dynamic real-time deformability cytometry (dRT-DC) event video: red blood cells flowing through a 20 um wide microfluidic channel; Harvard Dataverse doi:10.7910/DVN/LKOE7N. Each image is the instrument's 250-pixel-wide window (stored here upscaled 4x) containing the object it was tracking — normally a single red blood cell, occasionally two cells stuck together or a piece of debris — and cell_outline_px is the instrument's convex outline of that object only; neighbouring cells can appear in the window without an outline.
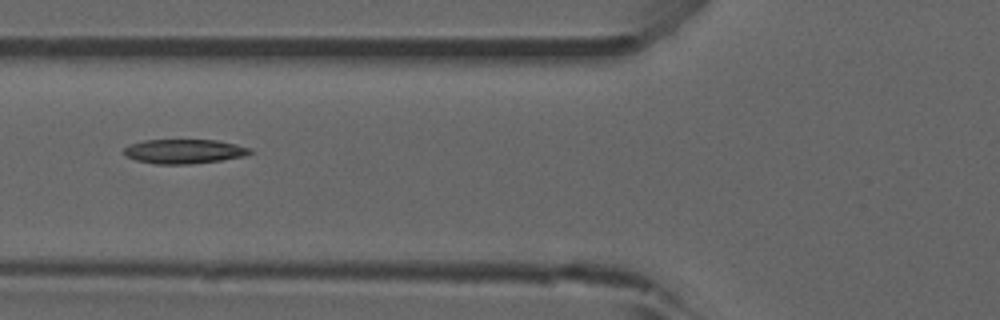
{"species": "common noctule bat (a hibernating species)", "species_latin": "Nyctalus noctula", "temperature_condition": "room temperature", "stored_images_in_passage": 39, "camera_frame_rate_fps": 3000, "um_per_image_px": 0.085, "animal": {"sex": "male", "forearm_length_mm": 52.5}, "frame": {"image": 1, "passage_image": 6, "time_ms": 1.667, "image_size_px": [1000, 320], "cell_outline_px": [[252, 152], [244, 156], [220, 160], [192, 164], [156, 164], [136, 160], [124, 156], [124, 148], [128, 144], [144, 140], [216, 140], [236, 144], [252, 148]], "centroid_in_image_um": [15.62, 12.86], "position_along_channel_um": 110.2, "area_um2": 17.98}, "authors_computed_cell_mechanics": {"area_um2": 17.5712, "velocity_mm_per_s": 3.8747, "shape_relaxation_time_tau1_ms": null, "shape_relaxation_time_tau2_ms": 10.1979, "deformation_change_tau1": null, "deformation_change_tau2": 0.1932}}